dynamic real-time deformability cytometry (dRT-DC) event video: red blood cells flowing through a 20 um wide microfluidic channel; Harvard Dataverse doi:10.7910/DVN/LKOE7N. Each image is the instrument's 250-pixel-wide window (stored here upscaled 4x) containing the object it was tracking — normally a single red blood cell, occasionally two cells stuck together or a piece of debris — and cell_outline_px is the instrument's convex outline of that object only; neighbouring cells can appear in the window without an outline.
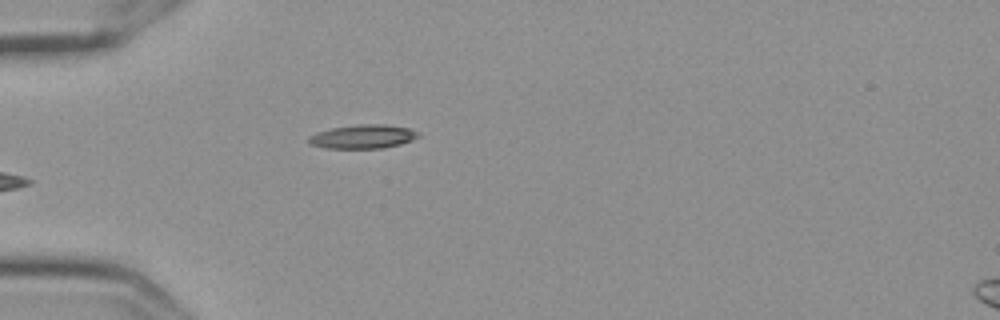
{"species": "Egyptian fruit bat (a non-hibernating species)", "species_latin": "Rousettus aegyptiacus", "temperature_condition": "cold", "stored_images_in_passage": 38, "camera_frame_rate_fps": 3000, "um_per_image_px": 0.085, "frame": {"image": 1, "passage_image": 1, "time_ms": 0.0, "image_size_px": [1000, 320], "cell_outline_px": [[420, 136], [412, 140], [400, 144], [384, 148], [324, 148], [308, 144], [308, 136], [316, 132], [332, 128], [356, 124], [384, 124], [408, 128], [420, 132]], "centroid_in_image_um": [30.83, 11.61], "position_along_channel_um": 54.2, "area_um2": 15.37}}
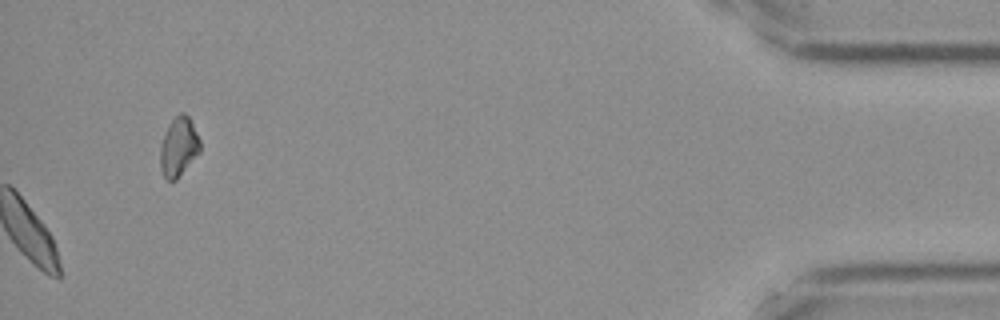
{"frame": {"image": 2, "passage_image": 38, "time_ms": 12.333, "image_size_px": [1000, 320], "cell_outline_px": [[200, 152], [176, 180], [168, 180], [164, 176], [160, 168], [160, 144], [164, 132], [168, 124], [180, 112], [184, 112], [188, 116], [200, 140]], "centroid_in_image_um": [15.17, 12.47], "position_along_channel_um": 420.0, "area_um2": 13.76}, "authors_computed_cell_mechanics": {"area_um2": 21.2704, "velocity_mm_per_s": 3.5483, "shape_relaxation_time_tau1_ms": 3.6023, "shape_relaxation_time_tau2_ms": null, "deformation_change_tau1": 0.0771, "deformation_change_tau2": null}}